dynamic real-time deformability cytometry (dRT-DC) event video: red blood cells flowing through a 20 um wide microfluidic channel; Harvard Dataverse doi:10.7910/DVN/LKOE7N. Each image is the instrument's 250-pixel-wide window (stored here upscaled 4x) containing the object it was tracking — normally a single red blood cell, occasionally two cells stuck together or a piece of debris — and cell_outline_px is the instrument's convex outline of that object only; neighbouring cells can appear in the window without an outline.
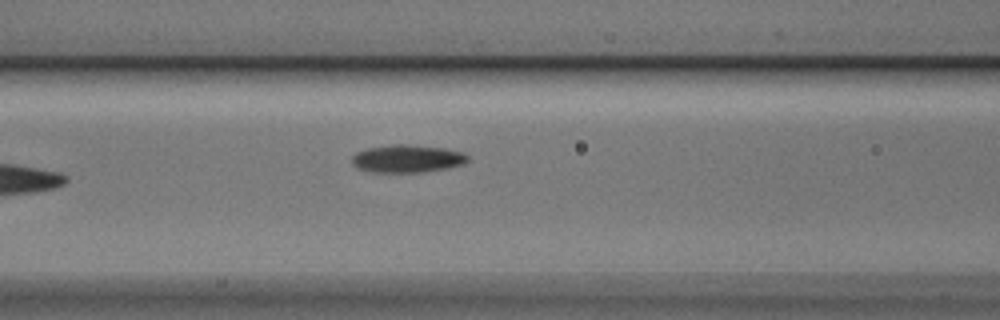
{"species": "Egyptian fruit bat (a non-hibernating species)", "species_latin": "Rousettus aegyptiacus", "temperature_condition": "cold", "stored_images_in_passage": 7, "camera_frame_rate_fps": 3000, "um_per_image_px": 0.085, "animal": {"sex": "male"}, "frame": {"image": 1, "passage_image": 7, "time_ms": 2.0, "image_size_px": [1000, 320], "cell_outline_px": [[468, 160], [464, 164], [448, 168], [420, 172], [372, 172], [356, 168], [352, 164], [352, 156], [356, 152], [368, 148], [392, 144], [408, 144], [444, 148], [460, 152], [468, 156]], "centroid_in_image_um": [34.58, 13.48], "position_along_channel_um": 132.0, "area_um2": 18.73}}